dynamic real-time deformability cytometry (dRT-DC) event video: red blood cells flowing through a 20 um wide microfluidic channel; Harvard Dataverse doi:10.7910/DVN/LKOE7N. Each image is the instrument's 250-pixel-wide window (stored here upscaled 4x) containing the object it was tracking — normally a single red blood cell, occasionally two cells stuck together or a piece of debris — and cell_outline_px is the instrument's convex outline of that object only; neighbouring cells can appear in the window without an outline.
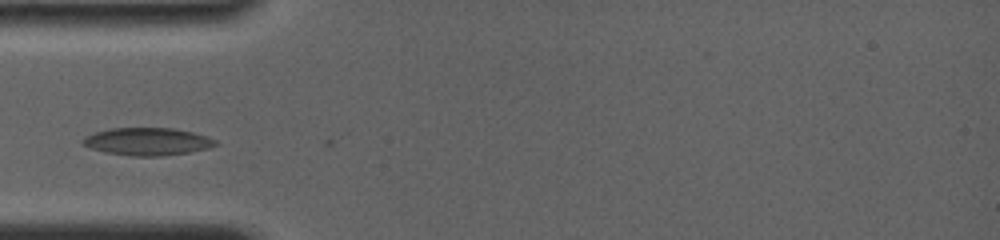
{"species": "common noctule bat (a hibernating species)", "species_latin": "Nyctalus noctula", "temperature_condition": "room temperature", "stored_images_in_passage": 3, "camera_frame_rate_fps": 4000, "um_per_image_px": 0.085, "animal": {"sex": "female", "body_mass_g": 19.0, "forearm_length_mm": 56.7}, "frame": {"image": 1, "passage_image": 2, "time_ms": 0.25, "image_size_px": [1000, 240], "cell_outline_px": [[220, 144], [208, 148], [188, 152], [160, 156], [132, 156], [108, 152], [92, 148], [84, 144], [80, 140], [84, 136], [108, 128], [176, 128], [208, 136], [216, 140]], "centroid_in_image_um": [12.56, 12.02], "position_along_channel_um": 72.4, "area_um2": 21.27}}